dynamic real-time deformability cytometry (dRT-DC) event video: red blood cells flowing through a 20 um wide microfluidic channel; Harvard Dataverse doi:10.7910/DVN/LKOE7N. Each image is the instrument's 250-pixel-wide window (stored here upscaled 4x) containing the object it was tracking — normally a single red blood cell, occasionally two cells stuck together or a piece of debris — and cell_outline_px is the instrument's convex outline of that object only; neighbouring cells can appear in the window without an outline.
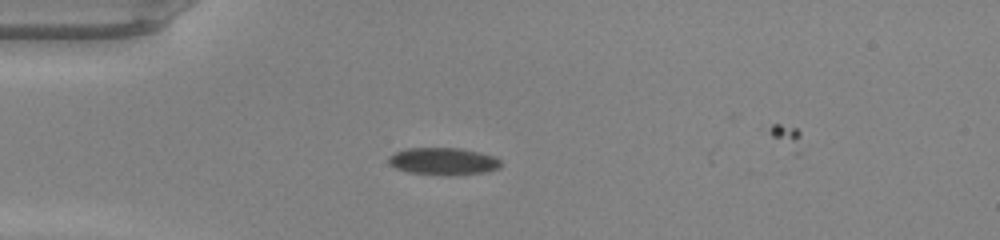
{"species": "common noctule bat (a hibernating species)", "species_latin": "Nyctalus noctula", "temperature_condition": "warm", "stored_images_in_passage": 3, "camera_frame_rate_fps": 3000, "um_per_image_px": 0.085, "animal": {"sex": "male", "body_mass_g": 20.0, "forearm_length_mm": 53.3}, "frame": {"image": 1, "passage_image": 1, "time_ms": 0.0, "image_size_px": [1000, 240], "cell_outline_px": [[500, 168], [484, 172], [448, 176], [444, 176], [408, 172], [396, 168], [388, 164], [388, 156], [404, 148], [460, 148], [480, 152], [496, 156], [500, 160]], "centroid_in_image_um": [37.67, 13.71], "position_along_channel_um": 47.3, "area_um2": 18.09}}